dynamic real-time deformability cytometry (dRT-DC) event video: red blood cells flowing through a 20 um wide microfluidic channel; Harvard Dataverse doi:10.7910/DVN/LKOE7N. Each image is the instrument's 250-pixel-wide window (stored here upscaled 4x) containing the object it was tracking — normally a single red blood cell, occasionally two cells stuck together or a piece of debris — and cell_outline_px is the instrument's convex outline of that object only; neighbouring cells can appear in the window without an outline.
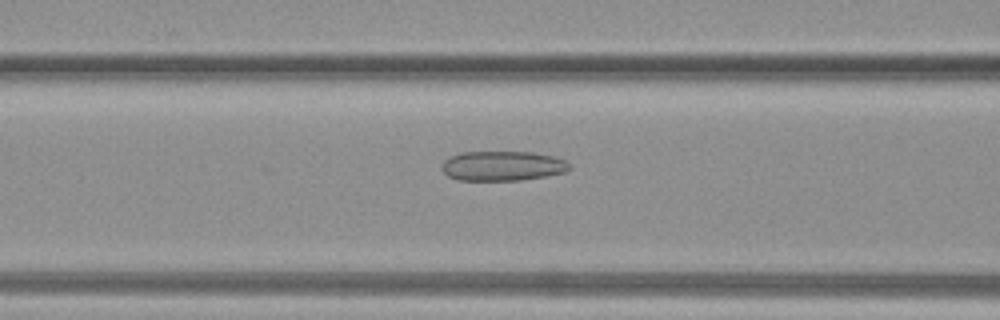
{"species": "common noctule bat (a hibernating species)", "species_latin": "Nyctalus noctula", "temperature_condition": "warm", "stored_images_in_passage": 33, "camera_frame_rate_fps": 3000, "um_per_image_px": 0.085, "animal": {"sex": "female", "body_mass_g": 19.3, "forearm_length_mm": 54.1}, "frame": {"image": 1, "passage_image": 11, "time_ms": 3.333, "image_size_px": [1000, 320], "cell_outline_px": [[568, 168], [564, 172], [544, 176], [520, 180], [456, 180], [448, 176], [440, 168], [440, 164], [448, 156], [460, 152], [532, 152], [552, 156], [564, 160], [568, 164]], "centroid_in_image_um": [42.61, 14.1], "position_along_channel_um": 124.0, "area_um2": 22.08}}
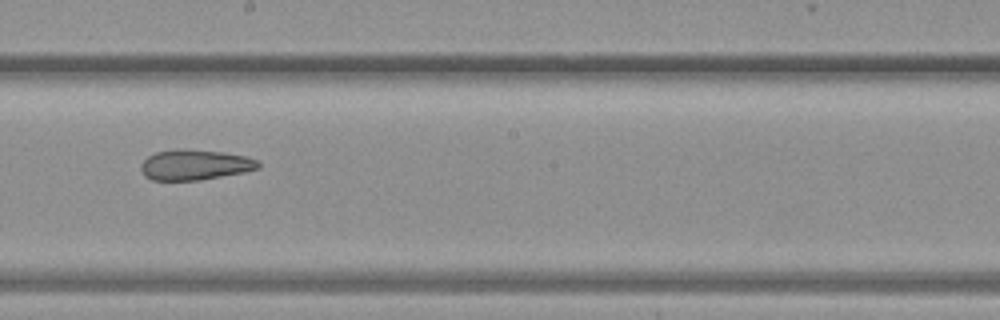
{"frame": {"image": 2, "passage_image": 17, "time_ms": 5.333, "image_size_px": [1000, 320], "cell_outline_px": [[260, 168], [244, 172], [200, 180], [152, 180], [144, 176], [140, 168], [140, 164], [148, 156], [156, 152], [176, 148], [188, 148], [224, 152], [248, 156], [260, 160]], "centroid_in_image_um": [16.58, 13.99], "position_along_channel_um": 231.6, "area_um2": 21.21}}
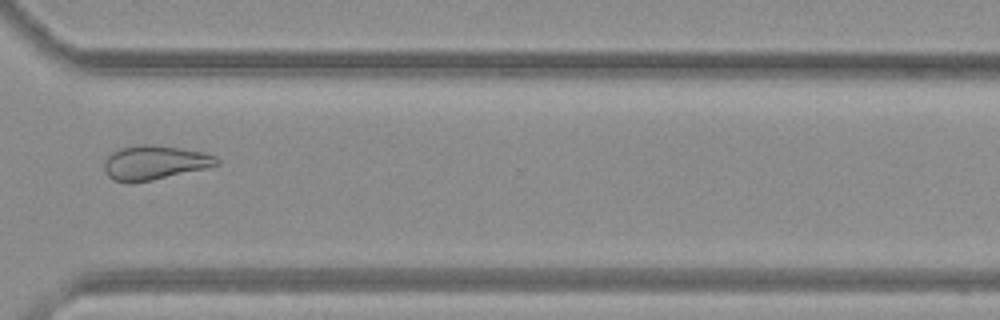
{"frame": {"image": 3, "passage_image": 24, "time_ms": 7.667, "image_size_px": [1000, 320], "cell_outline_px": [[220, 164], [208, 168], [152, 180], [132, 184], [128, 184], [112, 180], [108, 176], [104, 168], [104, 160], [112, 152], [120, 148], [136, 144], [152, 144], [180, 148], [204, 152], [216, 156], [220, 160]], "centroid_in_image_um": [13.13, 13.83], "position_along_channel_um": 357.5, "area_um2": 22.89}}